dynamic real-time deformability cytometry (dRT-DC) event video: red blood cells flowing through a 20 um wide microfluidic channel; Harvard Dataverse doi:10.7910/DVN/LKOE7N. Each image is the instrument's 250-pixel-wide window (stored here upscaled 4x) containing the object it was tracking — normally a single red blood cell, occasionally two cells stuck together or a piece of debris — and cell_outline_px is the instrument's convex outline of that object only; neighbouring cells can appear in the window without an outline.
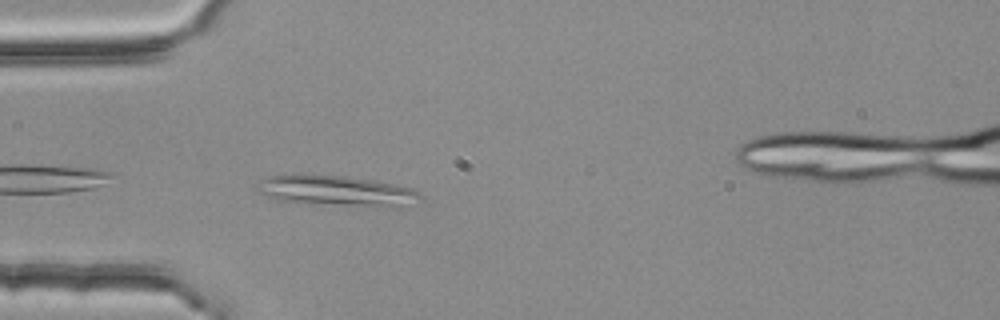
{"species": "common noctule bat (a hibernating species)", "species_latin": "Nyctalus noctula", "temperature_condition": "room temperature", "stored_images_in_passage": 4, "camera_frame_rate_fps": 3000, "um_per_image_px": 0.085, "animal": {"sex": "female", "body_mass_g": 25.1}, "frame": {"image": 1, "passage_image": 4, "time_ms": 1.0, "image_size_px": [1000, 320], "cell_outline_px": [[420, 196], [408, 204], [392, 208], [308, 204], [280, 200], [268, 196], [260, 192], [264, 180], [272, 176], [344, 176], [372, 180], [412, 188]], "centroid_in_image_um": [28.71, 16.27], "position_along_channel_um": 56.3, "area_um2": 27.92}}